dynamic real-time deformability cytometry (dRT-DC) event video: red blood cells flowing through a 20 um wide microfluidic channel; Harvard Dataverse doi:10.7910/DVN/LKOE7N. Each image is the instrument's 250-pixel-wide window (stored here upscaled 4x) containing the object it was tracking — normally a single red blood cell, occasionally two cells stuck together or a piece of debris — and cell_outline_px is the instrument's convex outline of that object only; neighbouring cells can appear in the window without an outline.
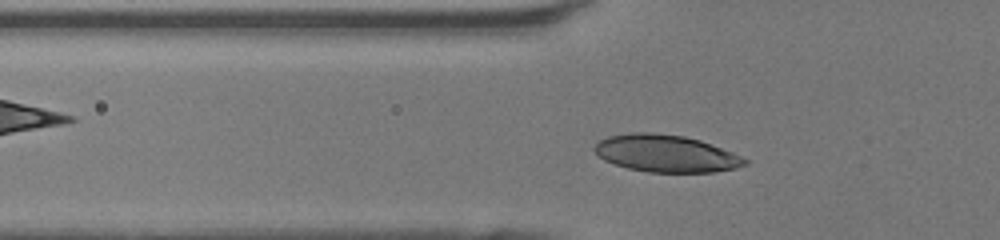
{"species": "human", "species_latin": "Homo sapiens", "temperature_condition": "room temperature", "stored_images_in_passage": 30, "camera_frame_rate_fps": 3000, "um_per_image_px": 0.085, "donor": {"sex": "female"}, "frame": {"image": 1, "passage_image": 6, "time_ms": 1.667, "image_size_px": [1000, 240], "cell_outline_px": [[748, 164], [736, 168], [712, 172], [648, 172], [628, 168], [604, 160], [592, 148], [600, 140], [608, 136], [632, 132], [652, 132], [684, 136], [700, 140], [732, 152], [748, 160]], "centroid_in_image_um": [56.6, 13.04], "position_along_channel_um": 69.2, "area_um2": 32.43}}
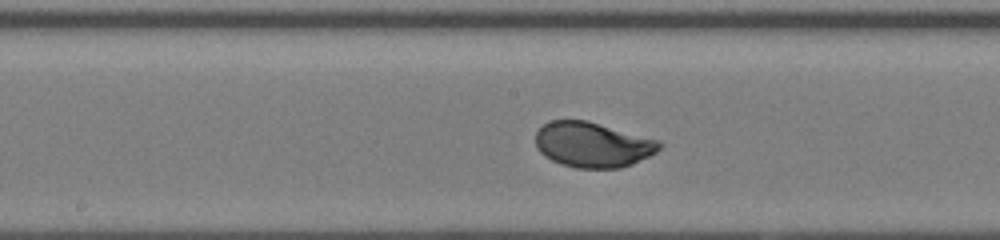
{"frame": {"image": 2, "passage_image": 15, "time_ms": 4.667, "image_size_px": [1000, 240], "cell_outline_px": [[664, 144], [656, 152], [632, 164], [620, 168], [576, 168], [560, 164], [544, 156], [536, 148], [536, 132], [544, 124], [552, 120], [588, 120], [660, 140]], "centroid_in_image_um": [50.38, 12.29], "position_along_channel_um": 197.8, "area_um2": 32.83}}
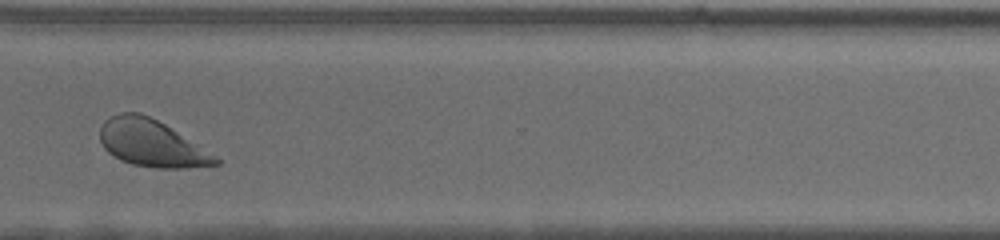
{"frame": {"image": 3, "passage_image": 26, "time_ms": 8.333, "image_size_px": [1000, 240], "cell_outline_px": [[220, 164], [180, 168], [156, 168], [132, 164], [120, 160], [112, 156], [104, 148], [100, 140], [100, 128], [104, 120], [120, 112], [140, 112], [164, 124], [220, 156]], "centroid_in_image_um": [12.9, 12.18], "position_along_channel_um": 357.7, "area_um2": 31.73}, "authors_computed_cell_mechanics": {"area_um2": 32.5125, "velocity_mm_per_s": 4.3572, "shape_relaxation_time_tau1_ms": 2.0807, "shape_relaxation_time_tau2_ms": null, "deformation_change_tau1": 0.1498, "deformation_change_tau2": null}}